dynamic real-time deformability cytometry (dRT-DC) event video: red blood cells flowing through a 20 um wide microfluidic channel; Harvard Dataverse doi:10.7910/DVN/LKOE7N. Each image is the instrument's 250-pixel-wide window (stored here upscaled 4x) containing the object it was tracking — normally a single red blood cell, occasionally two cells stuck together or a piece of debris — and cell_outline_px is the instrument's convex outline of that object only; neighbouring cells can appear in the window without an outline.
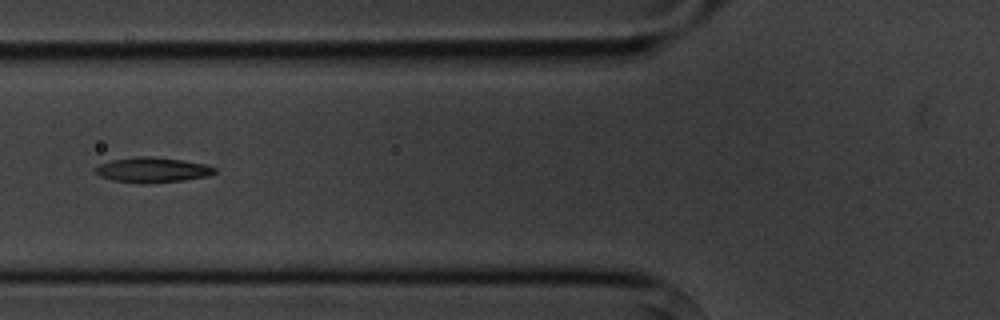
{"species": "common noctule bat (a hibernating species)", "species_latin": "Nyctalus noctula", "temperature_condition": "cold", "stored_images_in_passage": 8, "camera_frame_rate_fps": 3000, "um_per_image_px": 0.085, "animal": {"sex": "male", "body_mass_g": 20.1, "forearm_length_mm": 53.5}, "frame": {"image": 1, "passage_image": 6, "time_ms": 5.667, "image_size_px": [1000, 320], "cell_outline_px": [[216, 172], [208, 176], [184, 180], [148, 184], [136, 184], [112, 180], [100, 176], [92, 172], [92, 168], [100, 164], [112, 160], [140, 156], [148, 156], [180, 160], [204, 164], [216, 168]], "centroid_in_image_um": [12.89, 14.46], "position_along_channel_um": 112.9, "area_um2": 17.63}}
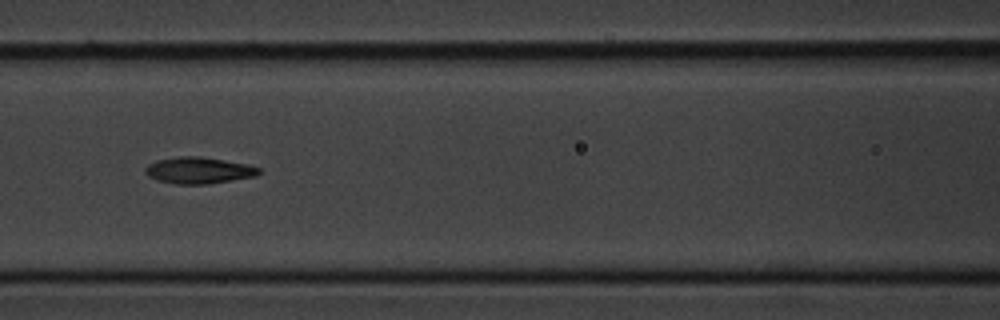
{"frame": {"image": 2, "passage_image": 7, "time_ms": 6.667, "image_size_px": [1000, 320], "cell_outline_px": [[260, 172], [256, 176], [208, 184], [176, 184], [156, 180], [148, 176], [144, 172], [144, 168], [148, 164], [156, 160], [180, 156], [200, 156], [248, 164], [260, 168]], "centroid_in_image_um": [16.86, 14.48], "position_along_channel_um": 149.7, "area_um2": 17.63}}
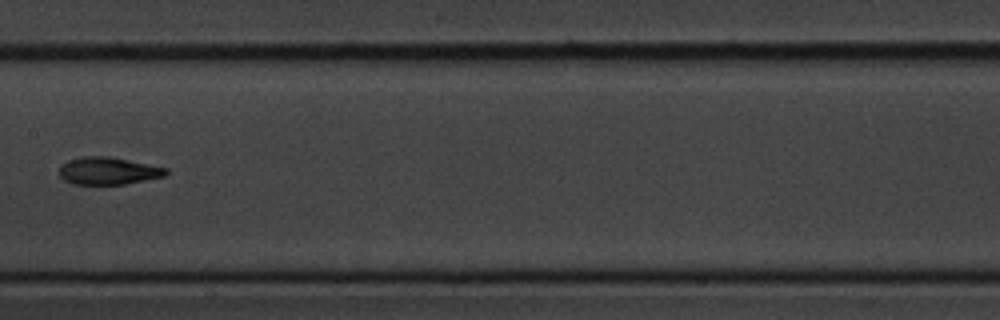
{"frame": {"image": 3, "passage_image": 8, "time_ms": 8.0, "image_size_px": [1000, 320], "cell_outline_px": [[168, 172], [164, 176], [124, 184], [72, 184], [64, 180], [60, 176], [60, 164], [68, 160], [84, 156], [108, 156], [168, 168]], "centroid_in_image_um": [9.17, 14.52], "position_along_channel_um": 198.2, "area_um2": 16.94}}